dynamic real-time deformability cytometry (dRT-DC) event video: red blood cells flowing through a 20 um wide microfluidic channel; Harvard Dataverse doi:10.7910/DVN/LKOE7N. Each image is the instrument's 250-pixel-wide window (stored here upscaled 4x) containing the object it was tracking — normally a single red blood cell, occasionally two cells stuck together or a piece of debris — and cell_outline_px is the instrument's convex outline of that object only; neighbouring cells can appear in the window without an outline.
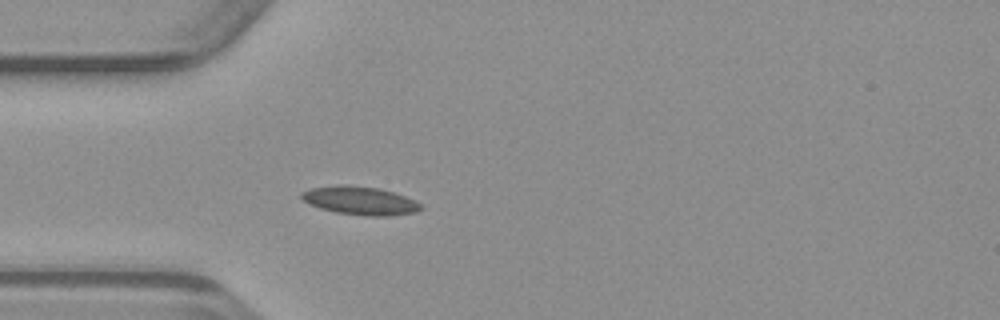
{"species": "common noctule bat (a hibernating species)", "species_latin": "Nyctalus noctula", "temperature_condition": "warm", "stored_images_in_passage": 36, "camera_frame_rate_fps": 3000, "um_per_image_px": 0.085, "animal": {"sex": "male", "body_mass_g": 23.1, "forearm_length_mm": 52.7}, "frame": {"image": 1, "passage_image": 1, "time_ms": 0.0, "image_size_px": [1000, 320], "cell_outline_px": [[424, 208], [416, 212], [388, 216], [368, 216], [336, 212], [320, 208], [308, 204], [300, 196], [300, 192], [308, 188], [340, 184], [344, 184], [380, 188], [404, 196], [420, 204]], "centroid_in_image_um": [30.55, 17.04], "position_along_channel_um": 54.4, "area_um2": 19.77}}
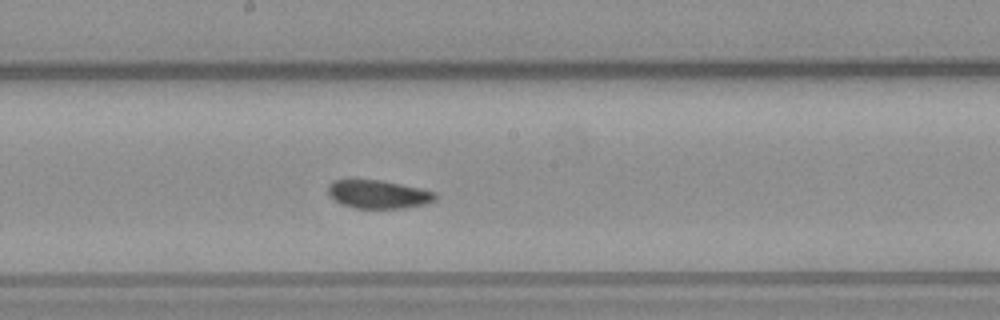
{"frame": {"image": 2, "passage_image": 13, "time_ms": 4.0, "image_size_px": [1000, 320], "cell_outline_px": [[436, 200], [428, 204], [404, 208], [352, 208], [340, 204], [328, 196], [328, 184], [332, 180], [380, 180], [420, 188], [436, 192]], "centroid_in_image_um": [32.14, 16.52], "position_along_channel_um": 216.1, "area_um2": 17.92}}
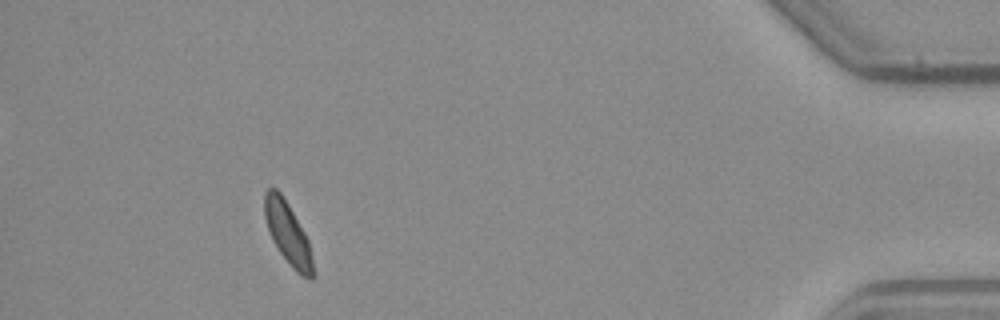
{"frame": {"image": 3, "passage_image": 32, "time_ms": 10.333, "image_size_px": [1000, 320], "cell_outline_px": [[316, 276], [312, 280], [300, 276], [292, 268], [280, 252], [272, 240], [264, 216], [264, 192], [268, 188], [276, 188], [280, 192], [288, 204], [304, 232], [308, 240], [312, 256]], "centroid_in_image_um": [24.48, 19.88], "position_along_channel_um": 410.7, "area_um2": 17.63}}